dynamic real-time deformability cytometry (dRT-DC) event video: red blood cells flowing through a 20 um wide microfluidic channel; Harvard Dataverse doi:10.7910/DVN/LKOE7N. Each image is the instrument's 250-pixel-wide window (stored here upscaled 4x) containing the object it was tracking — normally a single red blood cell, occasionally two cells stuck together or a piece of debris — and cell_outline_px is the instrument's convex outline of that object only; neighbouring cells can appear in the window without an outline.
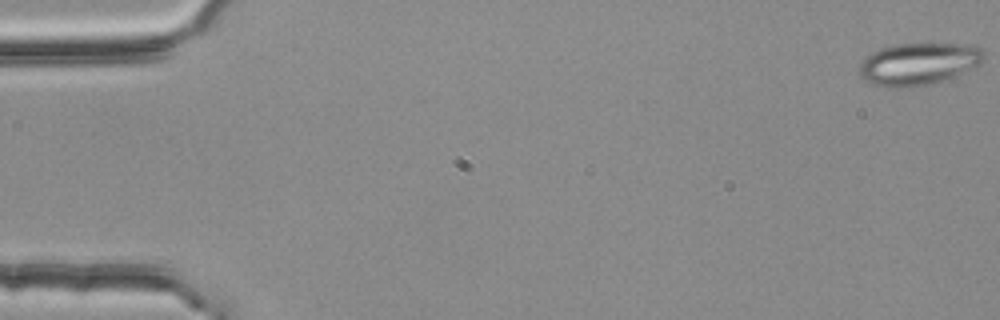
{"species": "common noctule bat (a hibernating species)", "species_latin": "Nyctalus noctula", "temperature_condition": "room temperature", "stored_images_in_passage": 12, "camera_frame_rate_fps": 3000, "um_per_image_px": 0.085, "animal": {"sex": "female", "body_mass_g": 25.1}, "frame": {"image": 1, "passage_image": 1, "time_ms": 0.0, "image_size_px": [1000, 320], "cell_outline_px": [[984, 60], [980, 64], [952, 76], [932, 84], [908, 88], [884, 88], [872, 84], [864, 80], [860, 76], [860, 64], [872, 52], [880, 48], [892, 44], [964, 44], [980, 48], [984, 52]], "centroid_in_image_um": [78.03, 5.44], "position_along_channel_um": 7.0, "area_um2": 30.58}}